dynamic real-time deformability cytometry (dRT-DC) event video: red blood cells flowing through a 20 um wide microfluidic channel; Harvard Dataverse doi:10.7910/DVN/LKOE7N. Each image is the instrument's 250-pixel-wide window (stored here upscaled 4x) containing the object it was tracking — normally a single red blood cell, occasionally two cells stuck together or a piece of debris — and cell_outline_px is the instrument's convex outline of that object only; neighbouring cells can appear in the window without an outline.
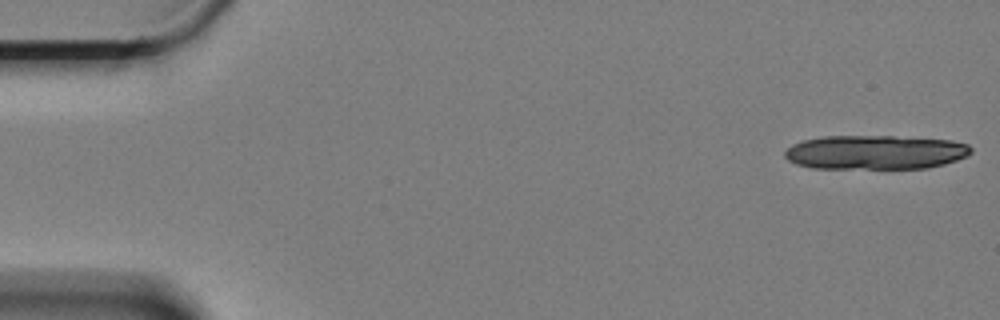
{"species": "Egyptian fruit bat (a non-hibernating species)", "species_latin": "Rousettus aegyptiacus", "temperature_condition": "cold", "stored_images_in_passage": 15, "camera_frame_rate_fps": 3000, "um_per_image_px": 0.085, "animal": {"sex": "female"}, "frame": {"image": 1, "passage_image": 1, "time_ms": 0.0, "image_size_px": [1000, 320], "cell_outline_px": [[972, 152], [968, 156], [944, 164], [928, 168], [812, 168], [796, 164], [788, 160], [784, 156], [784, 152], [792, 144], [804, 140], [824, 136], [892, 136], [948, 140], [968, 144], [972, 148]], "centroid_in_image_um": [74.4, 12.94], "position_along_channel_um": 10.6, "area_um2": 37.11}}